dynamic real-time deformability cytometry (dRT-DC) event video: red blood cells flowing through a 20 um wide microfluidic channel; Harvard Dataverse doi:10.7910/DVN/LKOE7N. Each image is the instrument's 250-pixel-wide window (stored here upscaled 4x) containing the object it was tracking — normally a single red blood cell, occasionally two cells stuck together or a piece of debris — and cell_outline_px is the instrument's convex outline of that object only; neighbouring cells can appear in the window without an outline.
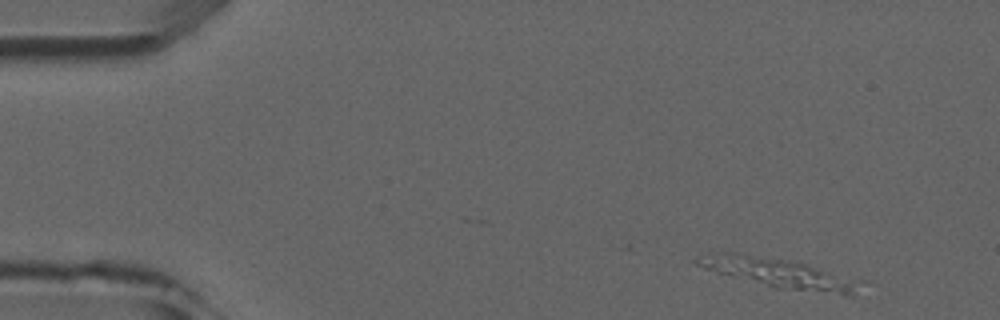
{"species": "common noctule bat (a hibernating species)", "species_latin": "Nyctalus noctula", "temperature_condition": "room temperature", "stored_images_in_passage": 5, "camera_frame_rate_fps": 3000, "um_per_image_px": 0.085, "animal": {"sex": "male", "forearm_length_mm": 52.5}, "frame": {"image": 1, "passage_image": 1, "time_ms": 0.0, "image_size_px": [1000, 320], "cell_outline_px": [[864, 280], [848, 296], [844, 296], [776, 288], [716, 272], [704, 268], [696, 264], [692, 260], [696, 256], [712, 252], [740, 252], [784, 260], [804, 264]], "centroid_in_image_um": [66.17, 23.21], "position_along_channel_um": 18.8, "area_um2": 28.09}}